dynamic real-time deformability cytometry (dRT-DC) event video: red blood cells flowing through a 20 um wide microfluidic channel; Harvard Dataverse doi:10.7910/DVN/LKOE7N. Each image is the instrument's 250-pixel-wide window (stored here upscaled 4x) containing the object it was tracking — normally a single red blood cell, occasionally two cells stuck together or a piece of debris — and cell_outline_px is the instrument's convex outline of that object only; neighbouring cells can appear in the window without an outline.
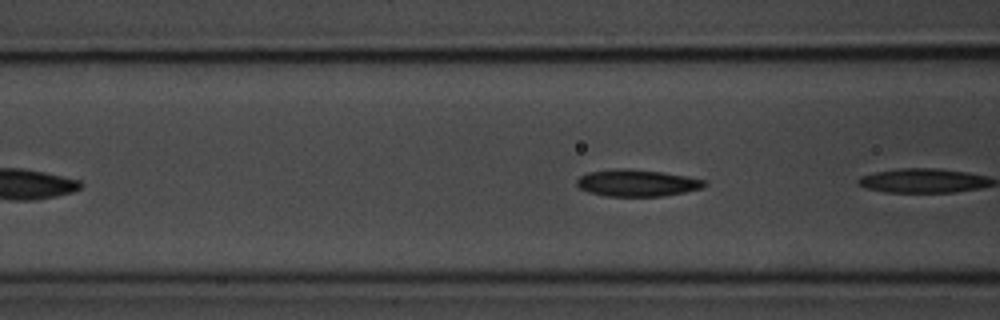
{"species": "common noctule bat (a hibernating species)", "species_latin": "Nyctalus noctula", "temperature_condition": "room temperature", "stored_images_in_passage": 5, "camera_frame_rate_fps": 3000, "um_per_image_px": 0.085, "animal": {"sex": "male", "body_mass_g": 20.1, "forearm_length_mm": 53.5}, "frame": {"image": 1, "passage_image": 4, "time_ms": 1.0, "image_size_px": [1000, 320], "cell_outline_px": [[708, 184], [704, 188], [664, 196], [604, 196], [588, 192], [580, 188], [576, 184], [576, 180], [580, 176], [588, 172], [616, 168], [628, 168], [664, 172], [688, 176], [708, 180]], "centroid_in_image_um": [54.19, 15.54], "position_along_channel_um": 112.4, "area_um2": 20.35}}